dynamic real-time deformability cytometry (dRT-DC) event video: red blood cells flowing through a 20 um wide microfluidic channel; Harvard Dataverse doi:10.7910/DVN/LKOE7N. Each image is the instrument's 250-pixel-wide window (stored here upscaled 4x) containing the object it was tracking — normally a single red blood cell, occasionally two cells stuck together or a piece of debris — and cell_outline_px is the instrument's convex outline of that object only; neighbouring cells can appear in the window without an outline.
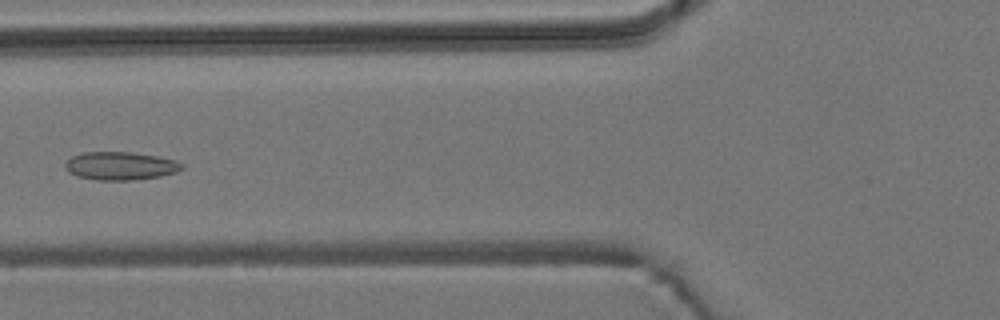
{"species": "common noctule bat (a hibernating species)", "species_latin": "Nyctalus noctula", "temperature_condition": "room temperature", "stored_images_in_passage": 5, "camera_frame_rate_fps": 3000, "um_per_image_px": 0.085, "animal": {"sex": "male", "body_mass_g": 19.2, "forearm_length_mm": 51.8}, "frame": {"image": 1, "passage_image": 5, "time_ms": 1.333, "image_size_px": [1000, 320], "cell_outline_px": [[184, 168], [176, 172], [160, 176], [132, 180], [96, 180], [76, 176], [68, 172], [64, 168], [64, 164], [72, 156], [84, 152], [132, 152], [156, 156], [176, 160], [184, 164]], "centroid_in_image_um": [10.23, 14.1], "position_along_channel_um": 115.6, "area_um2": 19.25}}